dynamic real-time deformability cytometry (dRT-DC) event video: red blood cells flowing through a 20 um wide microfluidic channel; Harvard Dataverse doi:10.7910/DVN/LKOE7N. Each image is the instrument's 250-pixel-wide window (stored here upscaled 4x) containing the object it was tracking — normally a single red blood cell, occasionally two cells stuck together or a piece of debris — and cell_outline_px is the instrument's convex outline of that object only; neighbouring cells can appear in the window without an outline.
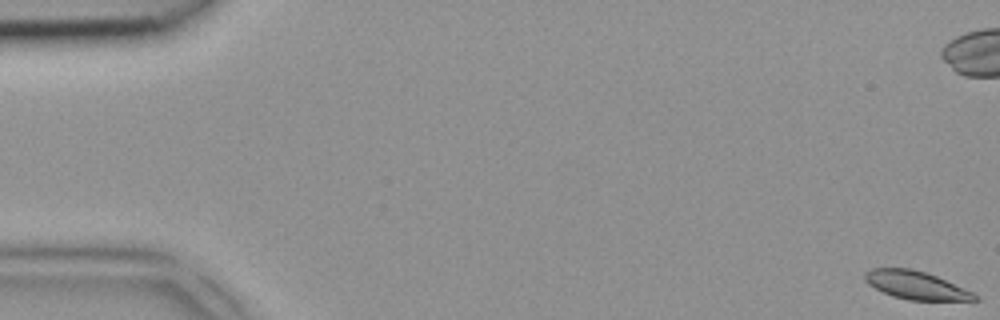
{"species": "common noctule bat (a hibernating species)", "species_latin": "Nyctalus noctula", "temperature_condition": "room temperature", "stored_images_in_passage": 7, "camera_frame_rate_fps": 3000, "um_per_image_px": 0.085, "animal": {"sex": "female", "body_mass_g": 18.4}, "frame": {"image": 1, "passage_image": 1, "time_ms": 0.0, "image_size_px": [1000, 320], "cell_outline_px": [[980, 300], [908, 300], [892, 296], [868, 284], [864, 280], [864, 272], [872, 268], [912, 268], [936, 276], [972, 292], [980, 296]], "centroid_in_image_um": [77.83, 24.24], "position_along_channel_um": 7.2, "area_um2": 17.86}}